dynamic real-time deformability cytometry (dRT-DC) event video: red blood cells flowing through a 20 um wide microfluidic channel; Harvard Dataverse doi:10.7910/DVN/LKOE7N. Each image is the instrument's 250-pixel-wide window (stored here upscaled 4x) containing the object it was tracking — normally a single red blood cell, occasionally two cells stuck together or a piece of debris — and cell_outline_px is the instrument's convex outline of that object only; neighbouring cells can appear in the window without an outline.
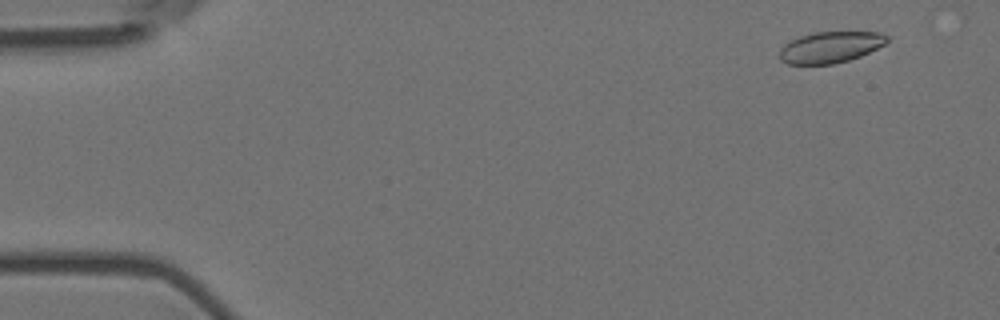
{"species": "Egyptian fruit bat (a non-hibernating species)", "species_latin": "Rousettus aegyptiacus", "temperature_condition": "room temperature", "stored_images_in_passage": 56, "camera_frame_rate_fps": 3000, "um_per_image_px": 0.085, "animal": {"sex": "female"}, "frame": {"image": 1, "passage_image": 5, "time_ms": 1.333, "image_size_px": [1000, 320], "cell_outline_px": [[888, 40], [884, 44], [860, 56], [848, 60], [832, 64], [788, 64], [780, 60], [780, 48], [784, 44], [800, 36], [812, 32], [880, 32], [888, 36]], "centroid_in_image_um": [70.56, 4.01], "position_along_channel_um": 14.4, "area_um2": 19.42}}
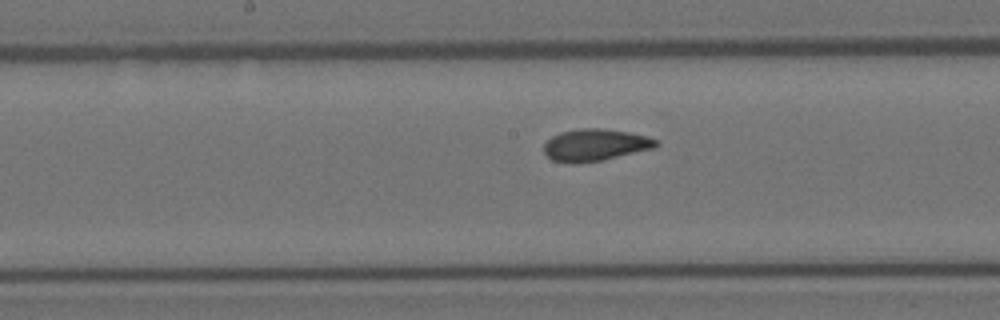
{"frame": {"image": 2, "passage_image": 29, "time_ms": 9.333, "image_size_px": [1000, 320], "cell_outline_px": [[660, 144], [656, 148], [604, 160], [576, 164], [568, 164], [552, 160], [544, 152], [544, 144], [552, 136], [560, 132], [580, 128], [600, 128], [628, 132], [648, 136], [660, 140]], "centroid_in_image_um": [50.63, 12.33], "position_along_channel_um": 197.6, "area_um2": 21.33}}
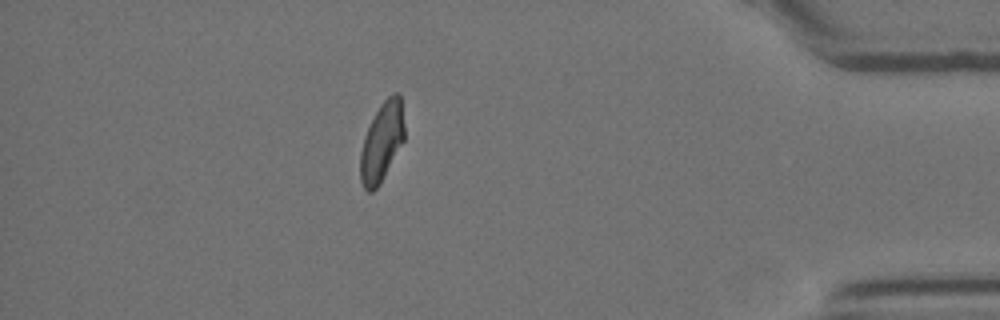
{"frame": {"image": 3, "passage_image": 49, "time_ms": 16.0, "image_size_px": [1000, 320], "cell_outline_px": [[404, 140], [380, 184], [372, 192], [368, 192], [364, 188], [360, 180], [360, 152], [364, 136], [380, 104], [392, 92], [400, 92], [404, 124]], "centroid_in_image_um": [32.45, 12.06], "position_along_channel_um": 402.7, "area_um2": 20.35}, "authors_computed_cell_mechanics": {"area_um2": 20.7213, "velocity_mm_per_s": 3.7248, "shape_relaxation_time_tau1_ms": 7.3863, "shape_relaxation_time_tau2_ms": 1.1288, "deformation_change_tau1": 0.1483, "deformation_change_tau2": 0.0654}}